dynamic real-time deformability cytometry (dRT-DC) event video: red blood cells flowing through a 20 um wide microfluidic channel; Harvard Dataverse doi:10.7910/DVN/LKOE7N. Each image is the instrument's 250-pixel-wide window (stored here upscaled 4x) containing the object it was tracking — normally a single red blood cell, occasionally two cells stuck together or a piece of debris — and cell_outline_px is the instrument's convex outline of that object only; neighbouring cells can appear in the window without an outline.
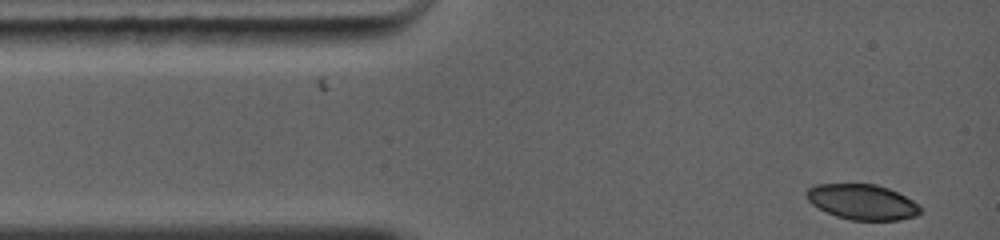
{"species": "common noctule bat (a hibernating species)", "species_latin": "Nyctalus noctula", "temperature_condition": "warm", "stored_images_in_passage": 2, "camera_frame_rate_fps": 5000, "um_per_image_px": 0.085, "animal": {"sex": "female", "body_mass_g": 19.0, "forearm_length_mm": 56.7}, "frame": {"image": 1, "passage_image": 1, "time_ms": 0.0, "image_size_px": [1000, 240], "cell_outline_px": [[920, 212], [916, 216], [900, 220], [852, 220], [836, 216], [812, 204], [804, 196], [804, 192], [808, 188], [816, 184], [876, 184], [888, 188], [912, 200], [920, 208]], "centroid_in_image_um": [73.25, 17.16], "position_along_channel_um": 11.7, "area_um2": 23.29}}